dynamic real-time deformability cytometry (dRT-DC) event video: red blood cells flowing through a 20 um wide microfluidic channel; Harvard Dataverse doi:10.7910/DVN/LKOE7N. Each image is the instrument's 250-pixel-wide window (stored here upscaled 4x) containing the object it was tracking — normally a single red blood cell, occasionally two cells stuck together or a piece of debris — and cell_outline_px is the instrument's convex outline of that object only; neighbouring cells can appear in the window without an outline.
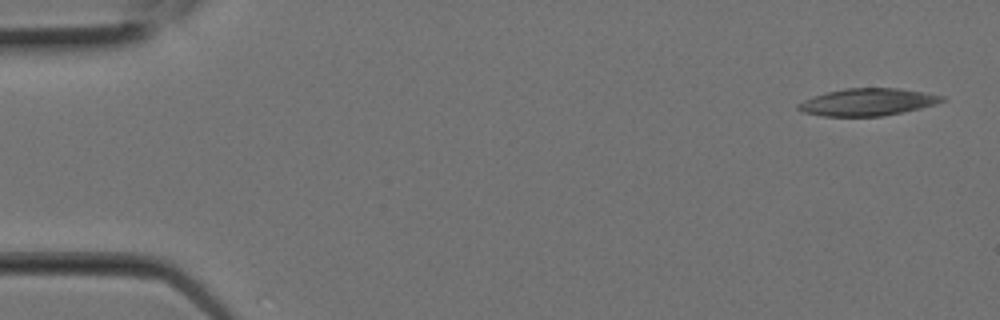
{"species": "Egyptian fruit bat (a non-hibernating species)", "species_latin": "Rousettus aegyptiacus", "temperature_condition": "room temperature", "stored_images_in_passage": 8, "camera_frame_rate_fps": 3000, "um_per_image_px": 0.085, "animal": {"sex": "female"}, "frame": {"image": 1, "passage_image": 1, "time_ms": 0.0, "image_size_px": [1000, 320], "cell_outline_px": [[944, 100], [936, 104], [920, 108], [880, 116], [824, 116], [804, 112], [796, 108], [796, 104], [812, 96], [844, 88], [896, 88], [944, 96]], "centroid_in_image_um": [73.69, 8.67], "position_along_channel_um": 11.3, "area_um2": 22.48}}
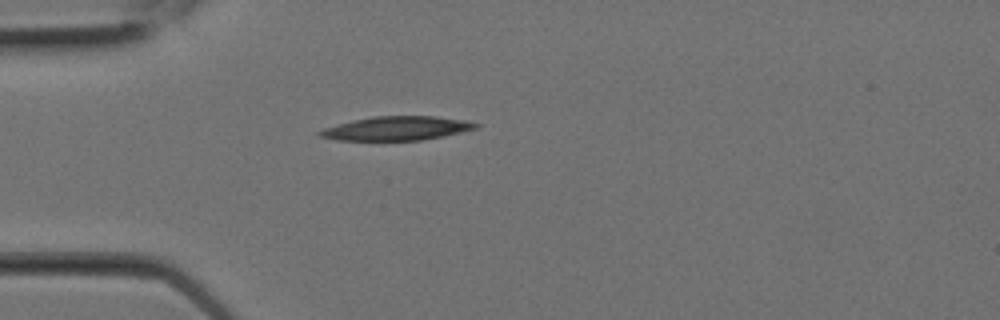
{"frame": {"image": 2, "passage_image": 6, "time_ms": 1.667, "image_size_px": [1000, 320], "cell_outline_px": [[480, 124], [476, 128], [444, 136], [420, 140], [336, 140], [320, 136], [316, 132], [324, 128], [352, 120], [372, 116], [436, 116], [468, 120]], "centroid_in_image_um": [33.73, 10.9], "position_along_channel_um": 51.3, "area_um2": 21.73}}
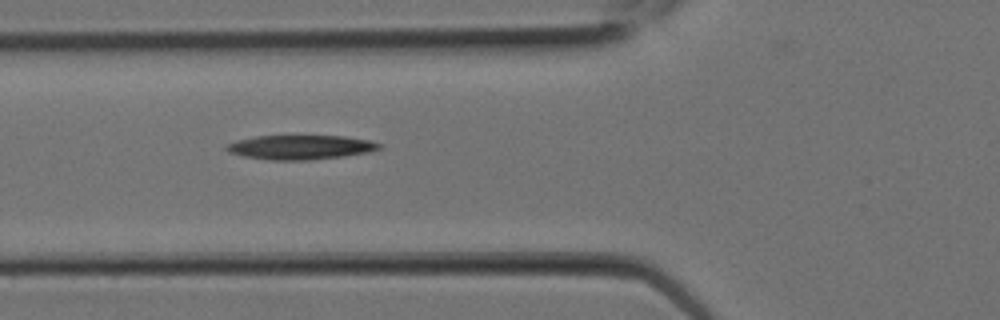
{"frame": {"image": 3, "passage_image": 8, "time_ms": 2.333, "image_size_px": [1000, 320], "cell_outline_px": [[384, 144], [380, 148], [368, 152], [344, 156], [308, 160], [272, 160], [244, 156], [228, 152], [224, 148], [228, 144], [236, 140], [256, 136], [344, 136], [368, 140]], "centroid_in_image_um": [25.54, 12.51], "position_along_channel_um": 100.3, "area_um2": 21.56}}